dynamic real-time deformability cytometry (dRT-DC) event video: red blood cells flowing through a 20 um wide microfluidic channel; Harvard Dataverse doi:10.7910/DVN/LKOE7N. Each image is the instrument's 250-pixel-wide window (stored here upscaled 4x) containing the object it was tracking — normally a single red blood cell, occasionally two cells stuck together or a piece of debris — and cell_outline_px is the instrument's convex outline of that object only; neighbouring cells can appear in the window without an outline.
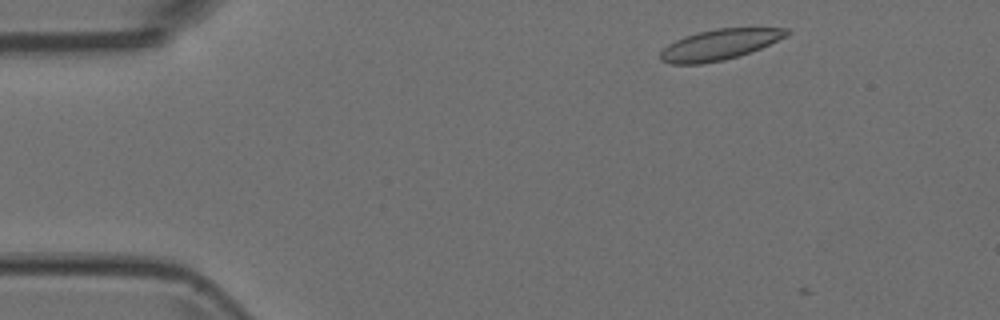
{"species": "Egyptian fruit bat (a non-hibernating species)", "species_latin": "Rousettus aegyptiacus", "temperature_condition": "room temperature", "stored_images_in_passage": 4, "camera_frame_rate_fps": 3000, "um_per_image_px": 0.085, "animal": {"sex": "female"}, "frame": {"image": 1, "passage_image": 1, "time_ms": 0.0, "image_size_px": [1000, 320], "cell_outline_px": [[792, 32], [760, 48], [724, 60], [700, 64], [672, 64], [660, 60], [660, 52], [668, 44], [684, 36], [716, 28], [788, 28]], "centroid_in_image_um": [61.11, 3.79], "position_along_channel_um": 23.9, "area_um2": 22.14}}